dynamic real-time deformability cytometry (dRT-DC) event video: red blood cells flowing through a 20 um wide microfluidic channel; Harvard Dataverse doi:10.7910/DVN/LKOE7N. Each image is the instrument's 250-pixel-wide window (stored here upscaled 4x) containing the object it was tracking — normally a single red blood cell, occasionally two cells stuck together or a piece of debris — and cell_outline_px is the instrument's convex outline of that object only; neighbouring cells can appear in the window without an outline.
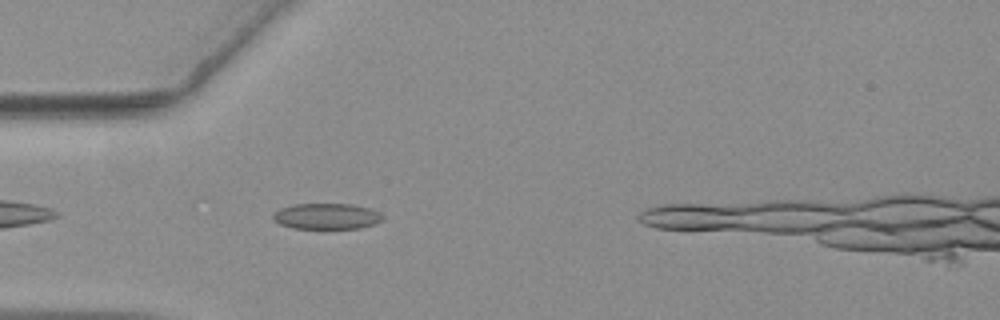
{"species": "common noctule bat (a hibernating species)", "species_latin": "Nyctalus noctula", "temperature_condition": "warm", "stored_images_in_passage": 37, "camera_frame_rate_fps": 3000, "um_per_image_px": 0.085, "animal": {"sex": "female", "body_mass_g": 19.3, "forearm_length_mm": 54.1}, "frame": {"image": 1, "passage_image": 4, "time_ms": 1.0, "image_size_px": [1000, 320], "cell_outline_px": [[384, 220], [376, 224], [360, 228], [292, 228], [280, 224], [272, 220], [272, 216], [280, 208], [292, 204], [352, 204], [368, 208], [380, 212], [384, 216]], "centroid_in_image_um": [27.79, 18.38], "position_along_channel_um": 57.2, "area_um2": 16.65}}
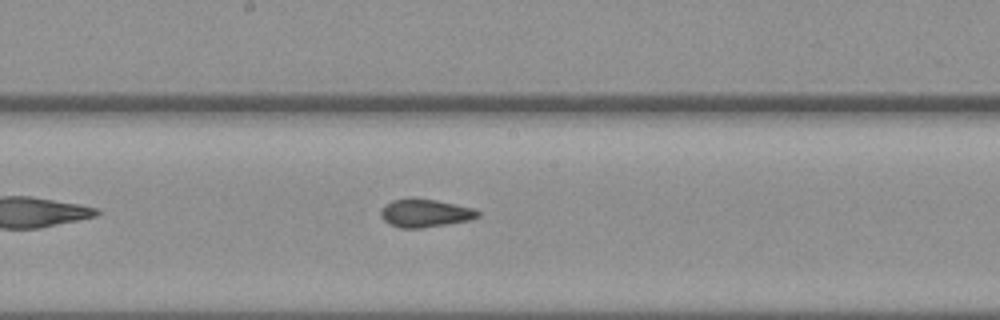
{"frame": {"image": 2, "passage_image": 17, "time_ms": 5.333, "image_size_px": [1000, 320], "cell_outline_px": [[480, 216], [472, 220], [420, 228], [400, 228], [388, 224], [380, 216], [380, 208], [384, 204], [392, 200], [436, 200], [472, 208], [480, 212]], "centroid_in_image_um": [36.11, 18.14], "position_along_channel_um": 212.1, "area_um2": 15.61}}
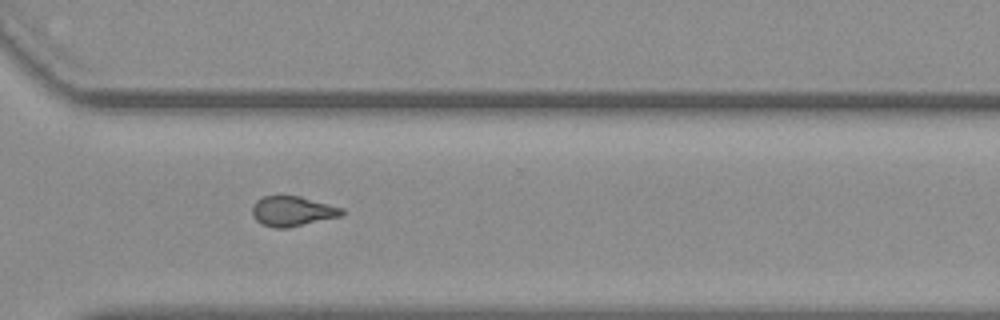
{"frame": {"image": 3, "passage_image": 28, "time_ms": 9.0, "image_size_px": [1000, 320], "cell_outline_px": [[344, 212], [340, 216], [288, 228], [272, 228], [256, 220], [252, 216], [252, 204], [256, 200], [264, 196], [300, 196], [344, 208]], "centroid_in_image_um": [24.83, 17.95], "position_along_channel_um": 345.8, "area_um2": 15.66}}